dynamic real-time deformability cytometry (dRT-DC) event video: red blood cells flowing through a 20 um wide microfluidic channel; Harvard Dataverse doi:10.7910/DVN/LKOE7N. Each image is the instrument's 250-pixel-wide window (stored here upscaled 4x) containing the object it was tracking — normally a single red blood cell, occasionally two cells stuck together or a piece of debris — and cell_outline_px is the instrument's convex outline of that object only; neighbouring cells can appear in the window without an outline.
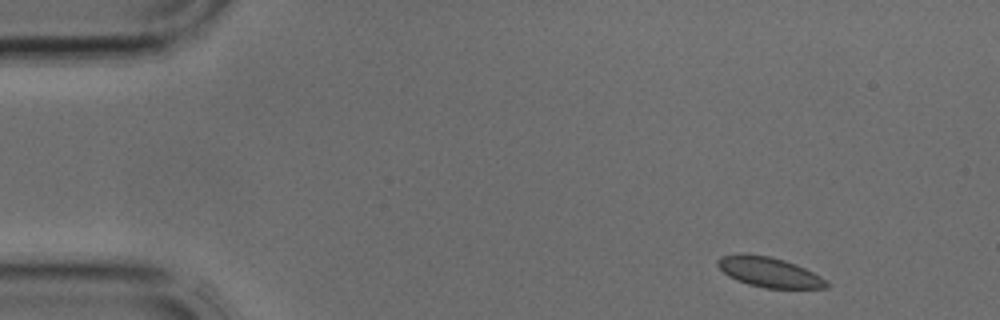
{"species": "common noctule bat (a hibernating species)", "species_latin": "Nyctalus noctula", "temperature_condition": "cold", "stored_images_in_passage": 4, "camera_frame_rate_fps": 3000, "um_per_image_px": 0.085, "animal": {"sex": "male", "body_mass_g": 17.9, "forearm_length_mm": 54.2}, "frame": {"image": 1, "passage_image": 1, "time_ms": 0.0, "image_size_px": [1000, 320], "cell_outline_px": [[828, 288], [764, 288], [748, 284], [736, 280], [728, 276], [716, 264], [716, 260], [720, 256], [740, 252], [768, 256], [784, 260], [796, 264], [820, 276], [828, 284]], "centroid_in_image_um": [65.31, 23.11], "position_along_channel_um": 19.7, "area_um2": 19.07}}